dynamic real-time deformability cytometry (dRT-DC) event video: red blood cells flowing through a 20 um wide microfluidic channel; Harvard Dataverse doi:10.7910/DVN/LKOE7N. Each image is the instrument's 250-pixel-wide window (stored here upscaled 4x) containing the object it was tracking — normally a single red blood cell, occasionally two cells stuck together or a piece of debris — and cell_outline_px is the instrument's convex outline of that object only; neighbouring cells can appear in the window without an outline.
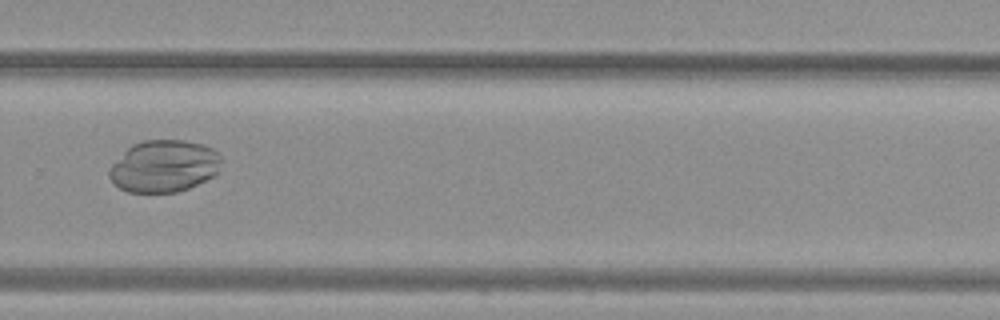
{"species": "common noctule bat (a hibernating species)", "species_latin": "Nyctalus noctula", "temperature_condition": "warm", "stored_images_in_passage": 33, "camera_frame_rate_fps": 3000, "um_per_image_px": 0.085, "animal": {"sex": "female", "body_mass_g": 19.3, "forearm_length_mm": 54.1}, "frame": {"image": 1, "passage_image": 25, "time_ms": 8.0, "image_size_px": [1000, 320], "cell_outline_px": [[220, 172], [188, 188], [176, 192], [128, 192], [120, 188], [108, 176], [108, 172], [112, 164], [132, 144], [144, 140], [184, 140], [200, 144], [212, 148], [220, 156]], "centroid_in_image_um": [13.93, 14.12], "position_along_channel_um": 315.9, "area_um2": 33.7}}